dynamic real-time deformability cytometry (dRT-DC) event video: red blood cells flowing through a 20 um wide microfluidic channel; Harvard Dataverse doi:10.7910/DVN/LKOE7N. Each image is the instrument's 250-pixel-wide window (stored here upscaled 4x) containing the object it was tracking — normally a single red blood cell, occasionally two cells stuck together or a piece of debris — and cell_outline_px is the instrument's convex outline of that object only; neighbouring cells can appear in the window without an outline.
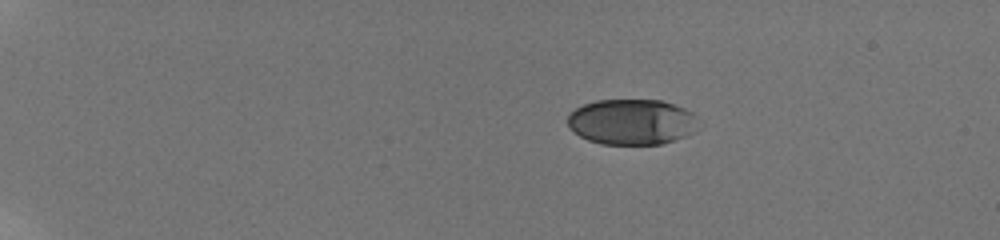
{"species": "human", "species_latin": "Homo sapiens", "temperature_condition": "room temperature", "stored_images_in_passage": 27, "camera_frame_rate_fps": 3000, "um_per_image_px": 0.085, "donor": {"sex": "male"}, "frame": {"image": 1, "passage_image": 1, "time_ms": 0.0, "image_size_px": [1000, 240], "cell_outline_px": [[704, 124], [688, 136], [660, 144], [600, 144], [588, 140], [580, 136], [568, 124], [568, 116], [576, 108], [584, 104], [596, 100], [660, 100], [684, 108], [700, 116]], "centroid_in_image_um": [53.81, 10.36], "position_along_channel_um": 31.2, "area_um2": 35.2}}
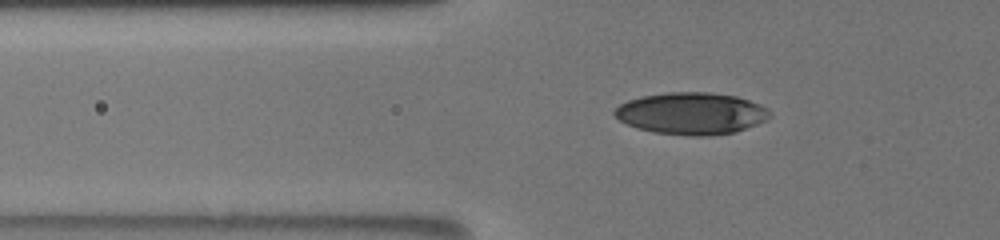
{"frame": {"image": 2, "passage_image": 15, "time_ms": 3.667, "image_size_px": [1000, 240], "cell_outline_px": [[772, 116], [768, 120], [736, 132], [708, 136], [688, 136], [652, 132], [636, 128], [620, 120], [612, 112], [620, 104], [628, 100], [640, 96], [668, 92], [708, 92], [736, 96], [760, 104], [768, 108], [772, 112]], "centroid_in_image_um": [58.8, 9.65], "position_along_channel_um": 67.0, "area_um2": 38.32}}
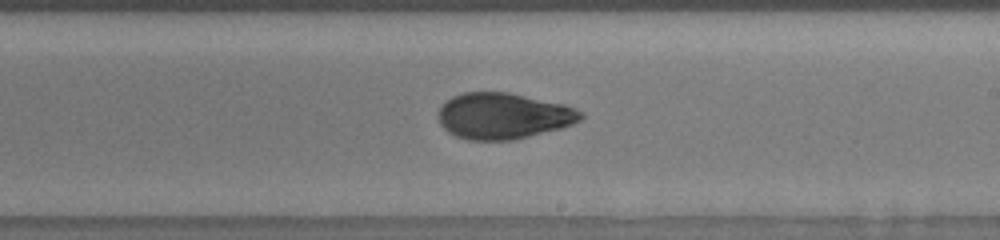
{"frame": {"image": 3, "passage_image": 26, "time_ms": 8.667, "image_size_px": [1000, 240], "cell_outline_px": [[584, 116], [580, 120], [572, 124], [560, 128], [512, 140], [468, 140], [456, 136], [448, 132], [440, 124], [436, 116], [444, 100], [452, 96], [464, 92], [508, 92], [564, 104], [584, 112]], "centroid_in_image_um": [42.74, 9.84], "position_along_channel_um": 246.3, "area_um2": 38.38}}